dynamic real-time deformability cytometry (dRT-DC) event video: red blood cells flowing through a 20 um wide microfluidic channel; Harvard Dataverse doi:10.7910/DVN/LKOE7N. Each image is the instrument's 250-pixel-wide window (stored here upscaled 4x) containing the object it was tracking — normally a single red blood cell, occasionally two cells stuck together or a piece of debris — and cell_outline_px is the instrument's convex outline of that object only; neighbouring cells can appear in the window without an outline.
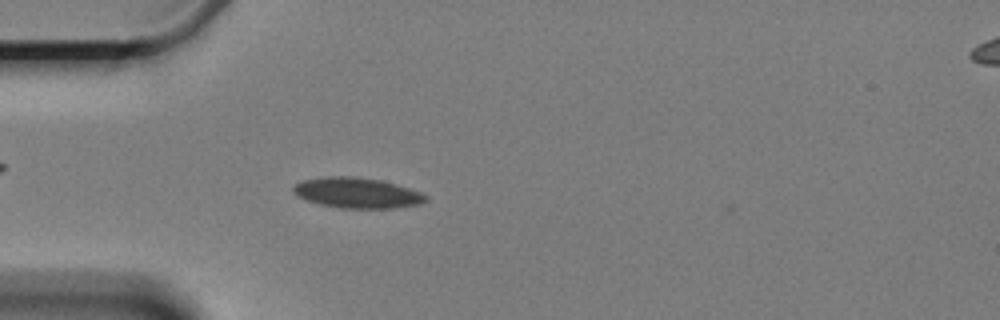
{"species": "Egyptian fruit bat (a non-hibernating species)", "species_latin": "Rousettus aegyptiacus", "temperature_condition": "cold", "stored_images_in_passage": 2, "camera_frame_rate_fps": 3000, "um_per_image_px": 0.085, "animal": {"sex": "female"}, "frame": {"image": 1, "passage_image": 2, "time_ms": 1.333, "image_size_px": [1000, 320], "cell_outline_px": [[428, 200], [420, 204], [392, 208], [340, 208], [320, 204], [296, 196], [292, 192], [292, 188], [296, 184], [304, 180], [328, 176], [352, 176], [380, 180], [396, 184], [420, 192], [428, 196]], "centroid_in_image_um": [30.35, 16.4], "position_along_channel_um": 54.6, "area_um2": 23.41}}